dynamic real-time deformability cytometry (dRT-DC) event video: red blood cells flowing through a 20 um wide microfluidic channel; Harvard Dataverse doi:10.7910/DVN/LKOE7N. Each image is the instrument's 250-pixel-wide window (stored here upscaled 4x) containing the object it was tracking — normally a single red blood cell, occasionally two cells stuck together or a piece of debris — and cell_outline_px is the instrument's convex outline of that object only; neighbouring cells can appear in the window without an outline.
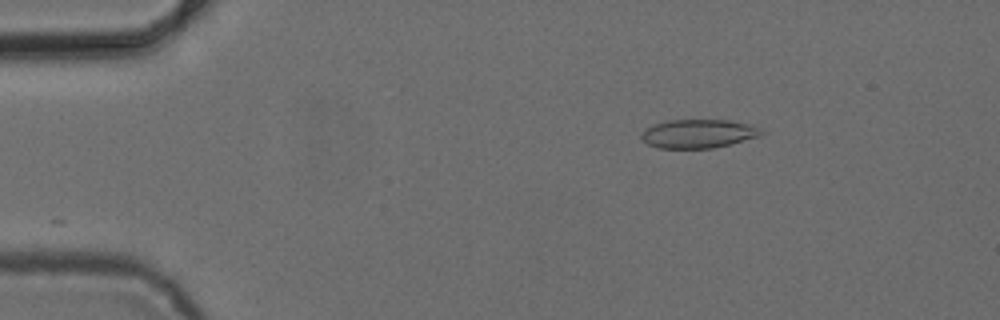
{"species": "common noctule bat (a hibernating species)", "species_latin": "Nyctalus noctula", "temperature_condition": "cold", "stored_images_in_passage": 29, "camera_frame_rate_fps": 3000, "um_per_image_px": 0.085, "animal": {"sex": "female", "body_mass_g": 24.6, "forearm_length_mm": 56.2}, "frame": {"image": 1, "passage_image": 1, "time_ms": 0.0, "image_size_px": [1000, 320], "cell_outline_px": [[764, 132], [760, 136], [732, 144], [712, 148], [660, 148], [648, 144], [640, 136], [644, 128], [668, 120], [728, 120], [748, 124], [764, 128]], "centroid_in_image_um": [59.4, 11.36], "position_along_channel_um": 25.6, "area_um2": 20.11}}
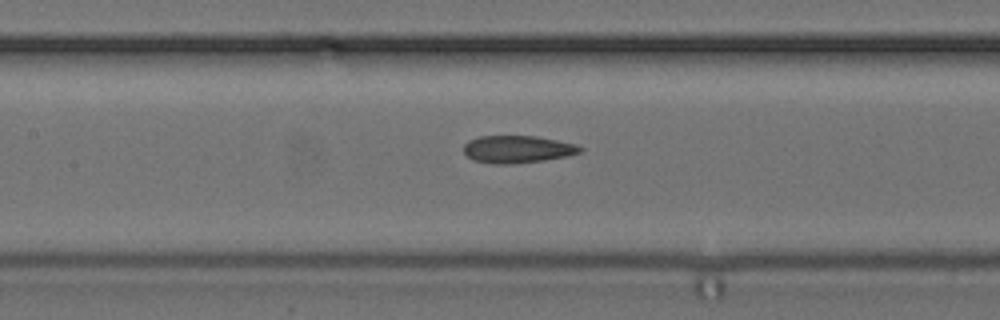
{"frame": {"image": 2, "passage_image": 17, "time_ms": 5.333, "image_size_px": [1000, 320], "cell_outline_px": [[584, 148], [580, 152], [568, 156], [544, 160], [512, 164], [492, 164], [472, 160], [464, 152], [464, 144], [468, 140], [480, 136], [536, 136], [576, 144]], "centroid_in_image_um": [43.97, 12.69], "position_along_channel_um": 163.4, "area_um2": 18.67}}
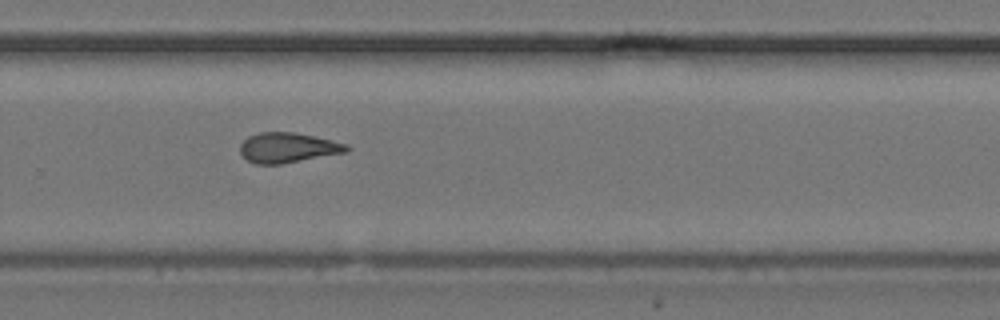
{"frame": {"image": 3, "passage_image": 28, "time_ms": 9.0, "image_size_px": [1000, 320], "cell_outline_px": [[352, 148], [348, 152], [280, 164], [256, 164], [248, 160], [240, 152], [240, 144], [248, 136], [260, 132], [296, 132], [332, 140], [348, 144]], "centroid_in_image_um": [24.5, 12.54], "position_along_channel_um": 305.3, "area_um2": 18.73}, "authors_computed_cell_mechanics": {"area_um2": 19.1896, "velocity_mm_per_s": 3.8887, "shape_relaxation_time_tau1_ms": null, "shape_relaxation_time_tau2_ms": 5.2156, "deformation_change_tau1": null, "deformation_change_tau2": 0.1526}}